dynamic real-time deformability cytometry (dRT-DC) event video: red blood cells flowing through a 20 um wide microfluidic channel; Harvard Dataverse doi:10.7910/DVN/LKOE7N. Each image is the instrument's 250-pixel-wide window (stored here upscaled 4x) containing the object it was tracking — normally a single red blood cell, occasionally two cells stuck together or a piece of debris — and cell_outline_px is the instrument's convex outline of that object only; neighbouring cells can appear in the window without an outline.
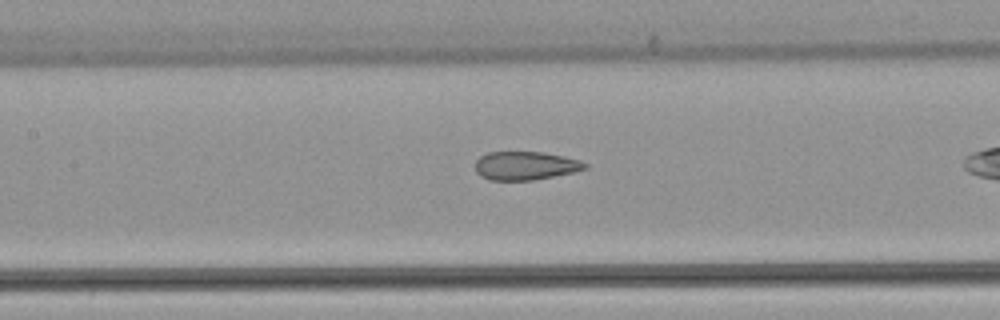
{"species": "common noctule bat (a hibernating species)", "species_latin": "Nyctalus noctula", "temperature_condition": "warm", "stored_images_in_passage": 33, "camera_frame_rate_fps": 3000, "um_per_image_px": 0.085, "animal": {"sex": "female", "body_mass_g": 22.7, "forearm_length_mm": 54.2}, "frame": {"image": 1, "passage_image": 16, "time_ms": 5.0, "image_size_px": [1000, 320], "cell_outline_px": [[588, 168], [576, 172], [536, 180], [488, 180], [480, 176], [476, 172], [476, 160], [480, 156], [488, 152], [544, 152], [564, 156], [580, 160], [588, 164]], "centroid_in_image_um": [44.69, 14.09], "position_along_channel_um": 162.7, "area_um2": 18.5}}
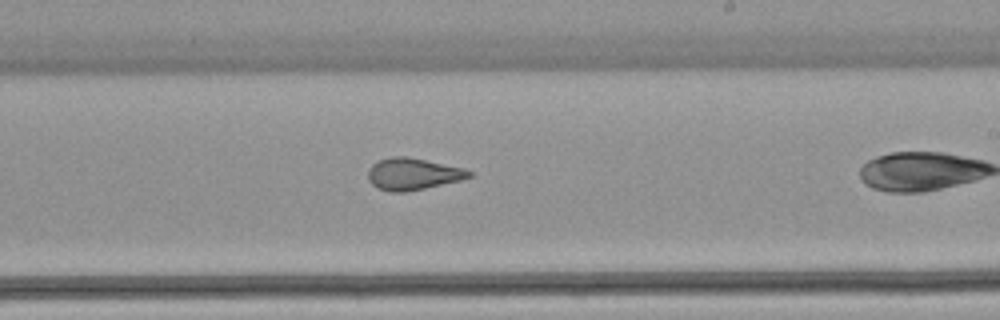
{"frame": {"image": 2, "passage_image": 23, "time_ms": 7.333, "image_size_px": [1000, 320], "cell_outline_px": [[472, 176], [460, 180], [408, 192], [392, 192], [376, 188], [368, 180], [368, 168], [376, 160], [392, 156], [408, 156], [464, 168], [472, 172]], "centroid_in_image_um": [35.05, 14.78], "position_along_channel_um": 253.9, "area_um2": 18.96}}
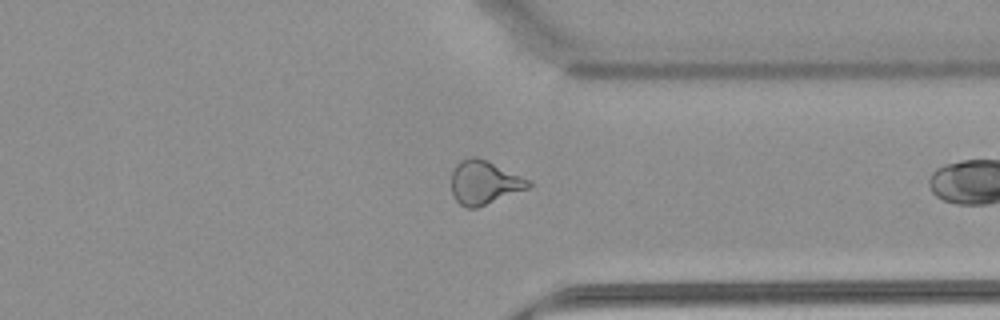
{"frame": {"image": 3, "passage_image": 32, "time_ms": 10.333, "image_size_px": [1000, 320], "cell_outline_px": [[532, 184], [528, 188], [476, 208], [464, 208], [452, 196], [452, 172], [456, 164], [460, 160], [472, 156], [476, 156], [532, 180]], "centroid_in_image_um": [41.15, 15.51], "position_along_channel_um": 370.3, "area_um2": 19.59}}